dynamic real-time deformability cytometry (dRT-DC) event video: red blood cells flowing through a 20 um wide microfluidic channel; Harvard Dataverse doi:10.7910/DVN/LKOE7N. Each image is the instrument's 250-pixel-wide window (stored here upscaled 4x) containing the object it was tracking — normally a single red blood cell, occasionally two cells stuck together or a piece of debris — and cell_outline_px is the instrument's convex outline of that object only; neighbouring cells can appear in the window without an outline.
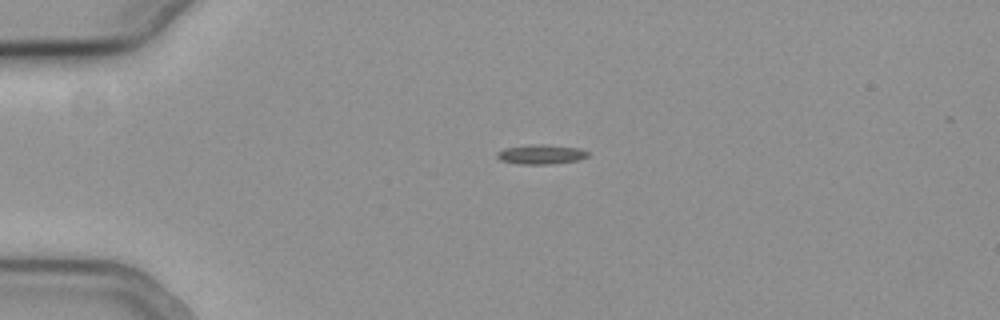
{"species": "common noctule bat (a hibernating species)", "species_latin": "Nyctalus noctula", "temperature_condition": "cold", "stored_images_in_passage": 56, "camera_frame_rate_fps": 3000, "um_per_image_px": 0.085, "animal": {"sex": "female", "body_mass_g": 19.3, "forearm_length_mm": 54.1}, "frame": {"image": 1, "passage_image": 14, "time_ms": 4.333, "image_size_px": [1000, 320], "cell_outline_px": [[588, 156], [576, 160], [552, 164], [520, 164], [500, 160], [496, 156], [496, 152], [504, 148], [536, 144], [544, 144], [580, 148], [588, 152]], "centroid_in_image_um": [45.96, 13.11], "position_along_channel_um": 39.0, "area_um2": 10.29}}
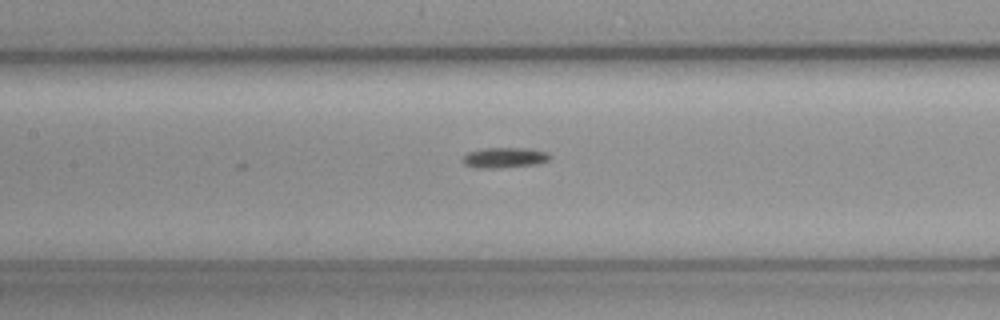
{"frame": {"image": 2, "passage_image": 27, "time_ms": 8.667, "image_size_px": [1000, 320], "cell_outline_px": [[552, 156], [548, 160], [536, 164], [496, 168], [476, 168], [464, 164], [460, 160], [468, 152], [484, 148], [532, 148], [548, 152]], "centroid_in_image_um": [42.88, 13.39], "position_along_channel_um": 164.5, "area_um2": 10.46}}
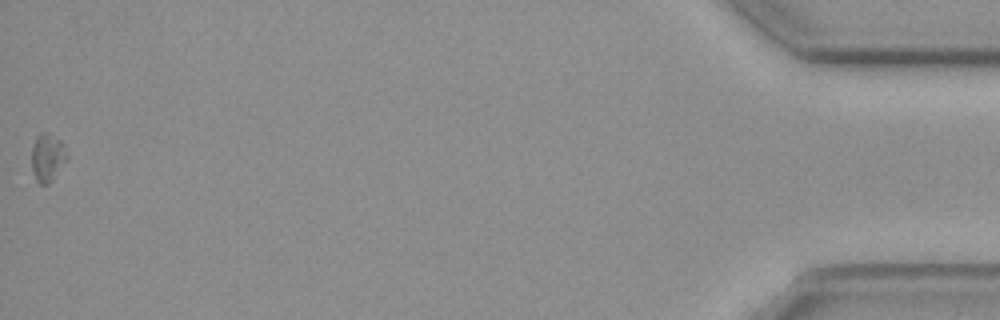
{"frame": {"image": 3, "passage_image": 56, "time_ms": 18.333, "image_size_px": [1000, 320], "cell_outline_px": [[68, 160], [52, 180], [48, 184], [40, 184], [36, 180], [32, 172], [32, 148], [36, 136], [40, 132], [48, 132], [60, 140], [64, 144], [68, 152]], "centroid_in_image_um": [4.06, 13.37], "position_along_channel_um": 431.1, "area_um2": 10.12}}